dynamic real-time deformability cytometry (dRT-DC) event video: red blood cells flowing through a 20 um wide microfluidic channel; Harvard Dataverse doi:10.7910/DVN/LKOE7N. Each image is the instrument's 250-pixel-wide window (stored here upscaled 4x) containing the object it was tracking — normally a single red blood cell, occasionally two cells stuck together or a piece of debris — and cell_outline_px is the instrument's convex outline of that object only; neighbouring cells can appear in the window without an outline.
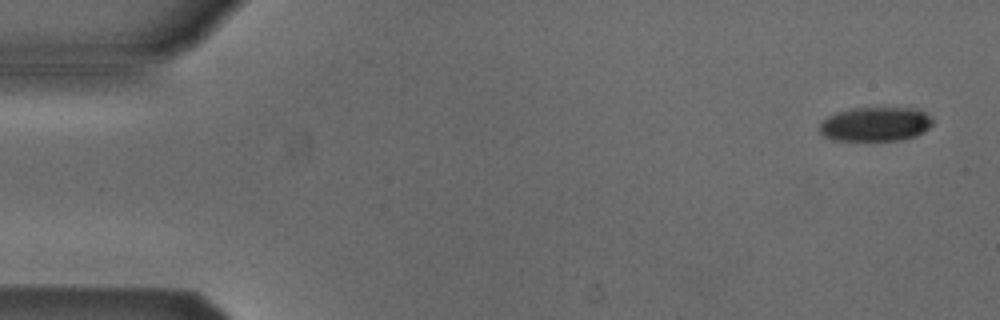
{"species": "Egyptian fruit bat (a non-hibernating species)", "species_latin": "Rousettus aegyptiacus", "temperature_condition": "cold", "stored_images_in_passage": 7, "camera_frame_rate_fps": 3000, "um_per_image_px": 0.085, "animal": {"sex": "male"}, "frame": {"image": 1, "passage_image": 1, "time_ms": 0.0, "image_size_px": [1000, 320], "cell_outline_px": [[932, 124], [924, 132], [916, 136], [900, 140], [836, 140], [824, 136], [820, 132], [820, 124], [828, 116], [836, 112], [852, 108], [920, 108], [932, 120]], "centroid_in_image_um": [74.42, 10.55], "position_along_channel_um": 10.6, "area_um2": 22.48}}
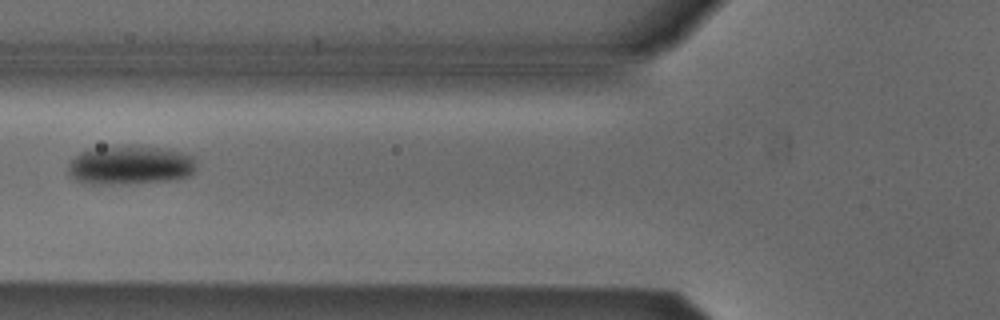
{"frame": {"image": 2, "passage_image": 6, "time_ms": 1.667, "image_size_px": [1000, 320], "cell_outline_px": [[196, 168], [188, 176], [172, 180], [136, 184], [92, 184], [76, 180], [68, 172], [68, 164], [80, 152], [88, 148], [128, 144], [132, 144], [168, 148], [192, 156], [196, 164]], "centroid_in_image_um": [11.06, 14.01], "position_along_channel_um": 114.7, "area_um2": 29.88}}
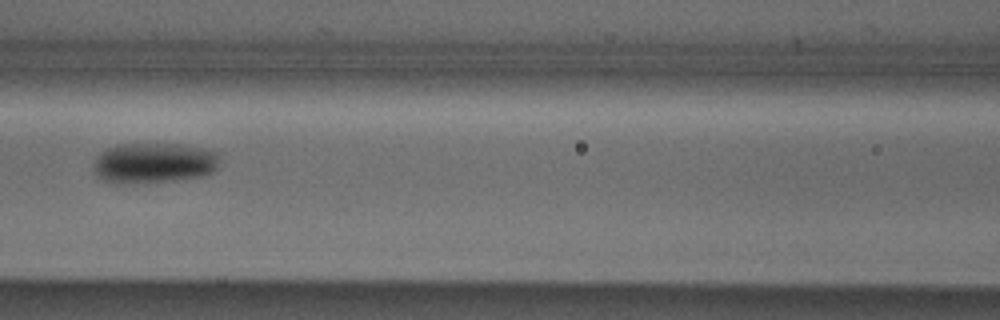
{"frame": {"image": 3, "passage_image": 7, "time_ms": 2.0, "image_size_px": [1000, 320], "cell_outline_px": [[216, 168], [208, 176], [176, 180], [128, 184], [112, 184], [96, 176], [92, 168], [92, 164], [96, 156], [100, 152], [116, 144], [180, 144], [204, 148], [216, 152]], "centroid_in_image_um": [13.0, 13.87], "position_along_channel_um": 153.6, "area_um2": 30.17}}